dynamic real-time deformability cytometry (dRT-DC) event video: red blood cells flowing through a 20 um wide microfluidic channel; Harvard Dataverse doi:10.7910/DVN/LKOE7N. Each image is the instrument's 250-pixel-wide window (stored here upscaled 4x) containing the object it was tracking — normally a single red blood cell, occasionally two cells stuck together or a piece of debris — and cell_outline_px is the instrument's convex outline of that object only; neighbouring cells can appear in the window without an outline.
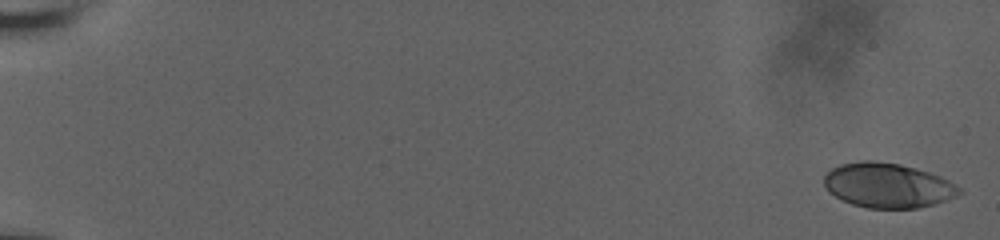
{"species": "human", "species_latin": "Homo sapiens", "temperature_condition": "room temperature", "stored_images_in_passage": 20, "camera_frame_rate_fps": 3000, "um_per_image_px": 0.085, "donor": {"sex": "male"}, "frame": {"image": 1, "passage_image": 1, "time_ms": 0.0, "image_size_px": [1000, 240], "cell_outline_px": [[964, 192], [956, 196], [932, 204], [916, 208], [868, 208], [852, 204], [828, 192], [824, 184], [824, 176], [832, 168], [840, 164], [860, 160], [872, 160], [900, 164], [916, 168], [940, 176], [948, 180], [960, 188]], "centroid_in_image_um": [75.44, 15.75], "position_along_channel_um": 9.6, "area_um2": 35.08}}
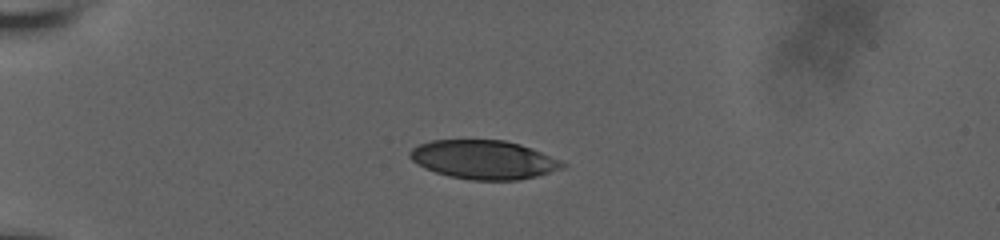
{"frame": {"image": 2, "passage_image": 15, "time_ms": 5.333, "image_size_px": [1000, 240], "cell_outline_px": [[568, 164], [564, 168], [536, 176], [520, 180], [472, 180], [448, 176], [424, 168], [412, 160], [408, 156], [408, 152], [412, 148], [420, 144], [432, 140], [504, 140], [520, 144], [532, 148], [560, 160]], "centroid_in_image_um": [41.12, 13.57], "position_along_channel_um": 43.9, "area_um2": 34.56}}
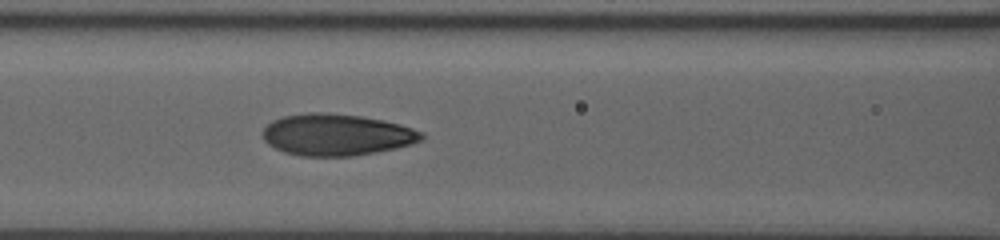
{"frame": {"image": 3, "passage_image": 20, "time_ms": 9.0, "image_size_px": [1000, 240], "cell_outline_px": [[424, 140], [412, 144], [396, 148], [376, 152], [352, 156], [300, 156], [284, 152], [268, 144], [264, 140], [264, 128], [272, 120], [284, 116], [308, 112], [328, 112], [360, 116], [384, 120], [400, 124], [424, 132]], "centroid_in_image_um": [28.64, 11.45], "position_along_channel_um": 138.0, "area_um2": 38.73}}